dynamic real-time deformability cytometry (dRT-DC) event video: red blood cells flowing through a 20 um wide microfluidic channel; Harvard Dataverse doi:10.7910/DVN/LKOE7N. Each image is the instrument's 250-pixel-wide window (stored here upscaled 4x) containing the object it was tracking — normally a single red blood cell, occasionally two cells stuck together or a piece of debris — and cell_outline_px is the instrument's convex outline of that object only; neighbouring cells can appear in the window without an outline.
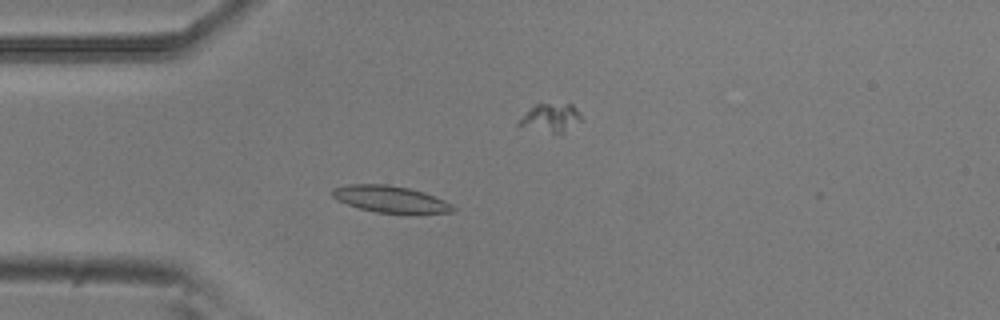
{"species": "common noctule bat (a hibernating species)", "species_latin": "Nyctalus noctula", "temperature_condition": "room temperature", "stored_images_in_passage": 54, "camera_frame_rate_fps": 3000, "um_per_image_px": 0.085, "animal": {"sex": "male", "body_mass_g": 20.5, "forearm_length_mm": 52.5}, "frame": {"image": 1, "passage_image": 15, "time_ms": 4.667, "image_size_px": [1000, 320], "cell_outline_px": [[456, 212], [376, 212], [360, 208], [336, 200], [332, 196], [332, 188], [348, 184], [388, 184], [408, 188], [424, 192], [444, 200], [452, 204], [456, 208]], "centroid_in_image_um": [33.15, 16.9], "position_along_channel_um": 51.8, "area_um2": 18.44}}
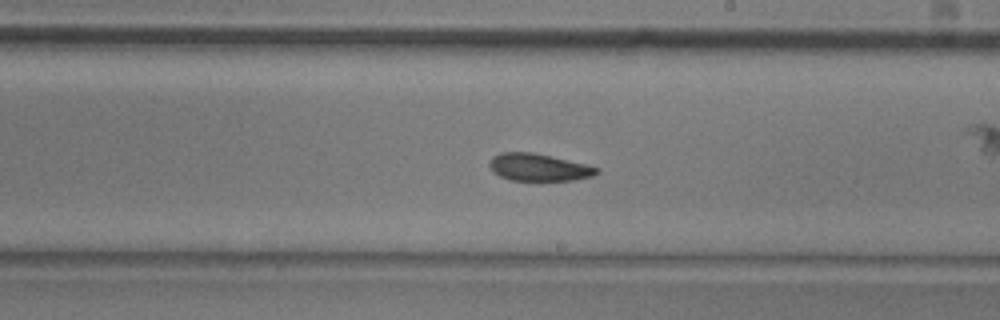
{"frame": {"image": 2, "passage_image": 31, "time_ms": 10.0, "image_size_px": [1000, 320], "cell_outline_px": [[600, 172], [592, 176], [572, 180], [508, 180], [492, 172], [488, 164], [492, 156], [500, 152], [532, 152], [552, 156], [600, 168]], "centroid_in_image_um": [45.75, 14.21], "position_along_channel_um": 243.3, "area_um2": 17.11}}
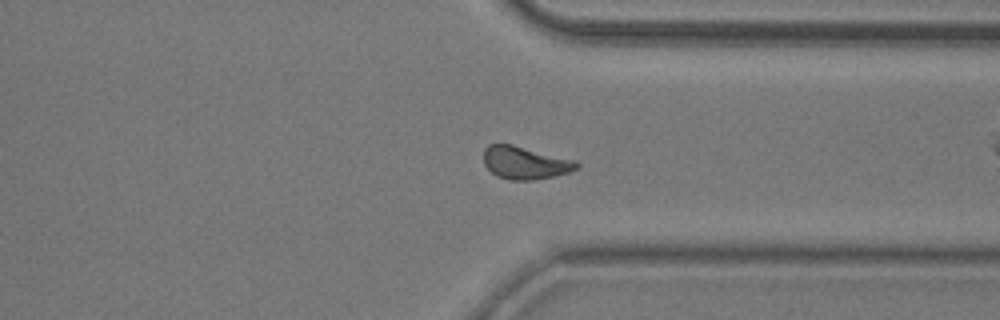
{"frame": {"image": 3, "passage_image": 41, "time_ms": 13.333, "image_size_px": [1000, 320], "cell_outline_px": [[580, 164], [576, 168], [568, 172], [552, 176], [532, 180], [508, 180], [496, 176], [484, 164], [484, 148], [488, 144], [512, 144], [576, 160]], "centroid_in_image_um": [44.61, 13.83], "position_along_channel_um": 366.8, "area_um2": 17.69}, "authors_computed_cell_mechanics": {"area_um2": 17.7446, "velocity_mm_per_s": 3.7266, "shape_relaxation_time_tau1_ms": 3.2561, "shape_relaxation_time_tau2_ms": 5.8205, "deformation_change_tau1": 0.1044, "deformation_change_tau2": 0.0868}}